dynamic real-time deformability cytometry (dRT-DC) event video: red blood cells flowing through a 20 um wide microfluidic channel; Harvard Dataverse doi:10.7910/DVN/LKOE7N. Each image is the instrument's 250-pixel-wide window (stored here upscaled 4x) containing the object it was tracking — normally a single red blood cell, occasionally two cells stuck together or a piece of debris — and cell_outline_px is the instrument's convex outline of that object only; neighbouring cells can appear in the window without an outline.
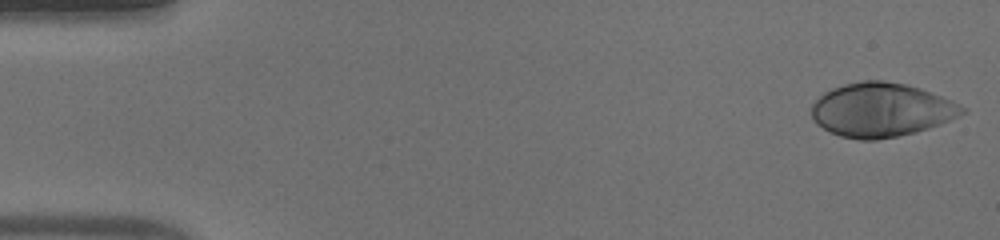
{"species": "human", "species_latin": "Homo sapiens", "temperature_condition": "warm", "stored_images_in_passage": 52, "camera_frame_rate_fps": 3000, "um_per_image_px": 0.085, "donor": {"sex": "male"}, "frame": {"image": 1, "passage_image": 1, "time_ms": 0.0, "image_size_px": [1000, 240], "cell_outline_px": [[968, 112], [960, 116], [940, 124], [916, 132], [876, 140], [860, 140], [840, 136], [816, 124], [812, 116], [812, 104], [824, 92], [832, 88], [844, 84], [860, 80], [884, 80], [904, 84], [920, 88], [952, 100], [968, 108]], "centroid_in_image_um": [74.94, 9.33], "position_along_channel_um": 10.1, "area_um2": 47.51}}
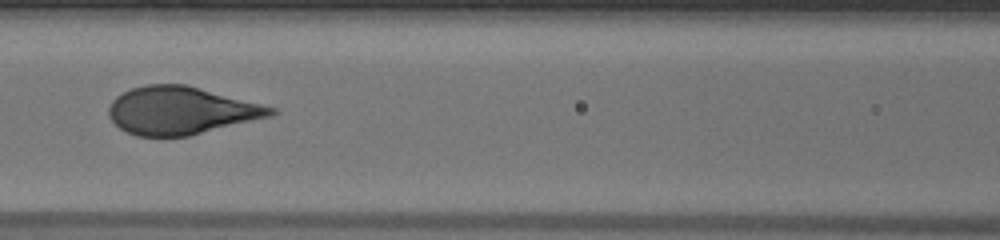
{"frame": {"image": 2, "passage_image": 23, "time_ms": 7.333, "image_size_px": [1000, 240], "cell_outline_px": [[280, 112], [272, 116], [188, 136], [136, 136], [120, 128], [108, 116], [108, 108], [112, 100], [116, 96], [132, 88], [148, 84], [184, 84], [276, 108]], "centroid_in_image_um": [15.37, 9.4], "position_along_channel_um": 151.2, "area_um2": 44.74}}
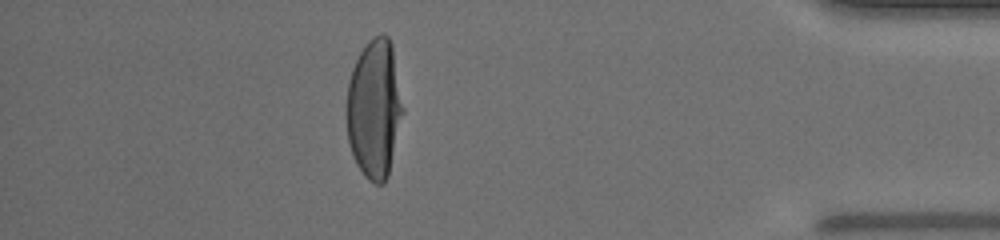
{"frame": {"image": 3, "passage_image": 46, "time_ms": 15.0, "image_size_px": [1000, 240], "cell_outline_px": [[404, 112], [388, 176], [384, 184], [376, 184], [368, 180], [364, 176], [356, 164], [352, 156], [348, 140], [344, 116], [348, 80], [352, 68], [364, 44], [368, 40], [376, 36], [388, 36], [392, 44], [404, 108]], "centroid_in_image_um": [31.8, 9.27], "position_along_channel_um": 403.4, "area_um2": 46.47}}